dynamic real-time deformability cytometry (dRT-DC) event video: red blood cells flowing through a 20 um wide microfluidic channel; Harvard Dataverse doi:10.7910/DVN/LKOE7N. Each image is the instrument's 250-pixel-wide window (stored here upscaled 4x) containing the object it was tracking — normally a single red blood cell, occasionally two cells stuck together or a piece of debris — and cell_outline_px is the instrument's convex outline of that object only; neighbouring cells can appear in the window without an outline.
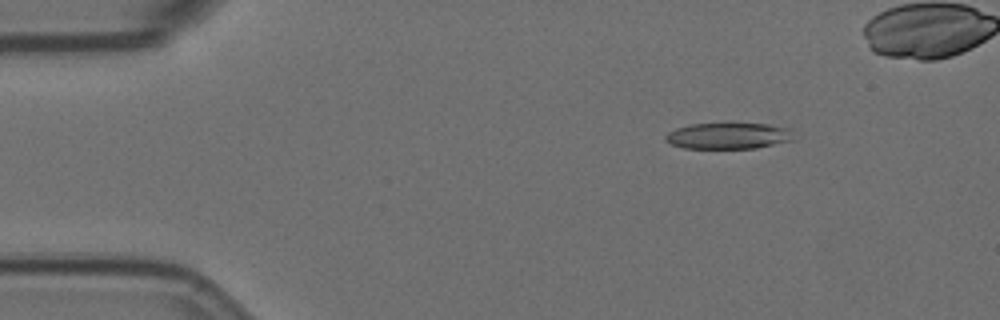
{"species": "Egyptian fruit bat (a non-hibernating species)", "species_latin": "Rousettus aegyptiacus", "temperature_condition": "room temperature", "stored_images_in_passage": 6, "camera_frame_rate_fps": 3000, "um_per_image_px": 0.085, "animal": {"sex": "female"}, "frame": {"image": 1, "passage_image": 3, "time_ms": 0.667, "image_size_px": [1000, 320], "cell_outline_px": [[796, 140], [756, 148], [684, 148], [672, 144], [664, 140], [664, 136], [668, 132], [676, 128], [692, 124], [768, 124], [792, 128]], "centroid_in_image_um": [61.98, 11.55], "position_along_channel_um": 23.0, "area_um2": 19.71}}